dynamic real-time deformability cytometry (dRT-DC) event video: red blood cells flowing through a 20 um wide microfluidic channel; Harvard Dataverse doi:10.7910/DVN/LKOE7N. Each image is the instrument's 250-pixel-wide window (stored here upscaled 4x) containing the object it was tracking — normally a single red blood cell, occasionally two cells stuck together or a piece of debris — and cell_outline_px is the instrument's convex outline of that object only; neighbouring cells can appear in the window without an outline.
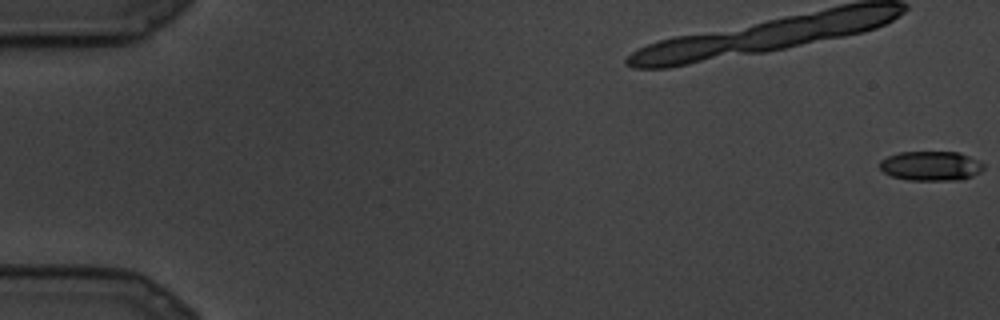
{"species": "common noctule bat (a hibernating species)", "species_latin": "Nyctalus noctula", "temperature_condition": "cold", "stored_images_in_passage": 28, "camera_frame_rate_fps": 3000, "um_per_image_px": 0.085, "animal": {"sex": "male", "body_mass_g": 19.5, "forearm_length_mm": 54.6}, "frame": {"image": 1, "passage_image": 1, "time_ms": 0.0, "image_size_px": [1000, 320], "cell_outline_px": [[984, 168], [980, 172], [972, 176], [960, 180], [908, 180], [892, 176], [884, 172], [880, 168], [880, 160], [888, 156], [900, 152], [960, 152], [984, 164]], "centroid_in_image_um": [79.12, 14.1], "position_along_channel_um": 5.9, "area_um2": 17.8}}
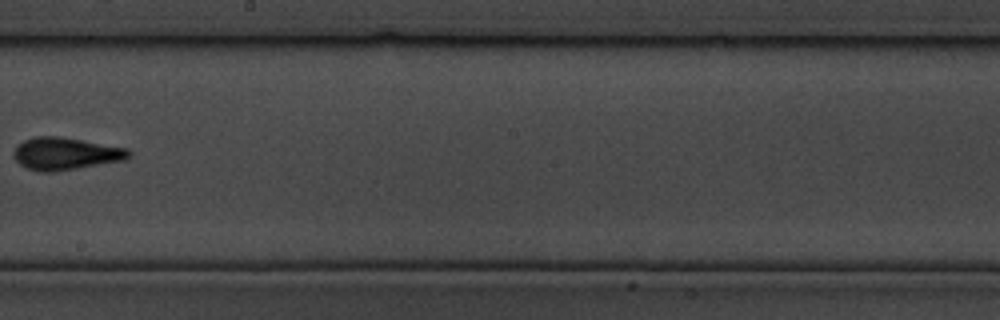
{"frame": {"image": 2, "passage_image": 16, "time_ms": 5.0, "image_size_px": [1000, 320], "cell_outline_px": [[132, 156], [128, 160], [56, 172], [40, 172], [28, 168], [20, 164], [12, 156], [12, 152], [24, 140], [36, 136], [60, 136], [128, 148], [132, 152]], "centroid_in_image_um": [5.63, 13.07], "position_along_channel_um": 242.6, "area_um2": 22.08}}
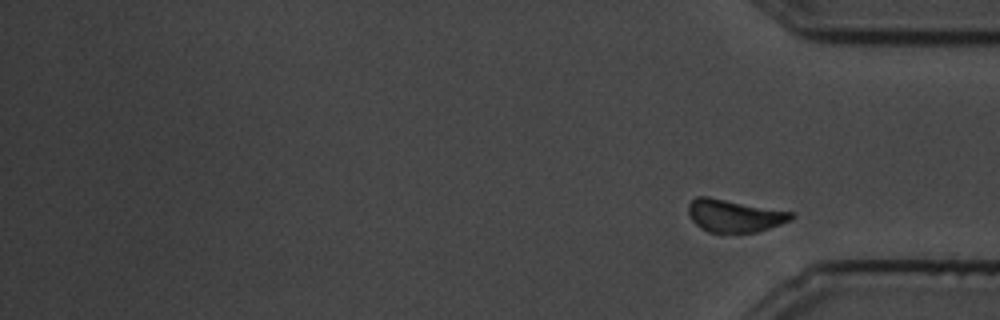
{"frame": {"image": 3, "passage_image": 28, "time_ms": 9.0, "image_size_px": [1000, 320], "cell_outline_px": [[796, 216], [780, 224], [756, 232], [708, 232], [700, 228], [688, 216], [688, 204], [696, 196], [708, 196], [792, 212]], "centroid_in_image_um": [62.37, 18.32], "position_along_channel_um": 372.8, "area_um2": 19.42}}